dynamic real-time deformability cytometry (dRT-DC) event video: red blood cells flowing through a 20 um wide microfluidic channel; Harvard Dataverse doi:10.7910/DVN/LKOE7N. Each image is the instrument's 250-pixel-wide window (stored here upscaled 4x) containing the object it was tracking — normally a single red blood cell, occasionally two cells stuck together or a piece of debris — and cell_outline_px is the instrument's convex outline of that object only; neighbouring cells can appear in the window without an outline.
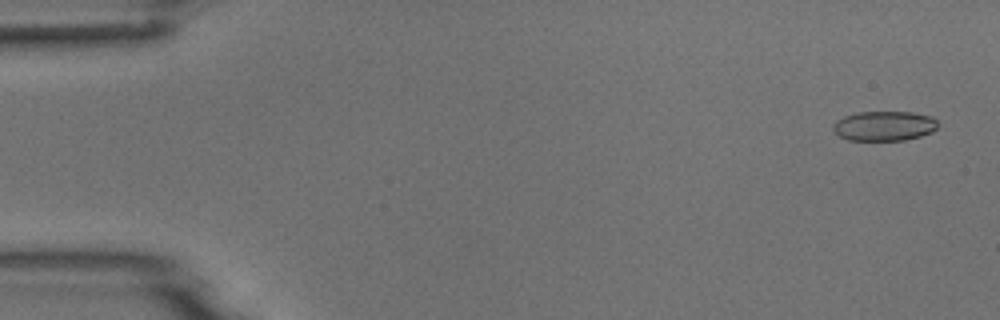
{"species": "common noctule bat (a hibernating species)", "species_latin": "Nyctalus noctula", "temperature_condition": "room temperature", "stored_images_in_passage": 4, "camera_frame_rate_fps": 3000, "um_per_image_px": 0.085, "animal": {"sex": "male", "body_mass_g": 18.8}, "frame": {"image": 1, "passage_image": 1, "time_ms": 0.0, "image_size_px": [1000, 320], "cell_outline_px": [[936, 128], [932, 132], [920, 136], [904, 140], [848, 140], [840, 136], [832, 128], [832, 124], [836, 120], [844, 116], [856, 112], [912, 112], [932, 116], [936, 120]], "centroid_in_image_um": [75.14, 10.7], "position_along_channel_um": 9.9, "area_um2": 18.15}}
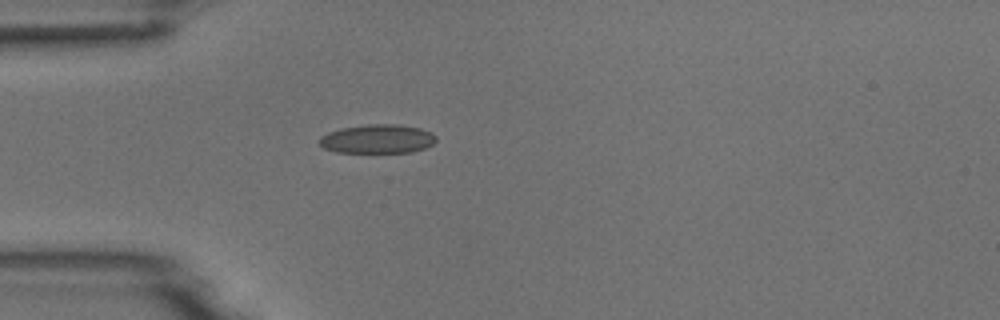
{"frame": {"image": 2, "passage_image": 4, "time_ms": 1.0, "image_size_px": [1000, 320], "cell_outline_px": [[436, 140], [432, 144], [424, 148], [412, 152], [336, 152], [324, 148], [320, 144], [320, 136], [328, 132], [340, 128], [368, 124], [400, 124], [420, 128], [432, 132], [436, 136]], "centroid_in_image_um": [32.09, 11.8], "position_along_channel_um": 52.9, "area_um2": 19.71}}